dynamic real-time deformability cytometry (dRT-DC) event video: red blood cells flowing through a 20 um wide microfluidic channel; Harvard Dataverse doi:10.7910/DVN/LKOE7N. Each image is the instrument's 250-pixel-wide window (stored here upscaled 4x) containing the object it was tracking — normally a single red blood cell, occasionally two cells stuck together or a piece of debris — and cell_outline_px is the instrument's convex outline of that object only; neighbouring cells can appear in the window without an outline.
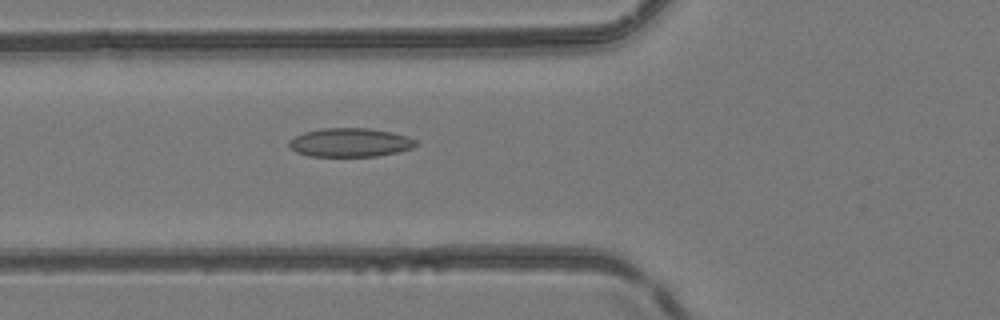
{"species": "common noctule bat (a hibernating species)", "species_latin": "Nyctalus noctula", "temperature_condition": "room temperature", "stored_images_in_passage": 35, "camera_frame_rate_fps": 3000, "um_per_image_px": 0.085, "animal": {"sex": "female", "body_mass_g": 24.6, "forearm_length_mm": 56.2}, "frame": {"image": 1, "passage_image": 20, "time_ms": 6.333, "image_size_px": [1000, 320], "cell_outline_px": [[416, 144], [412, 148], [396, 152], [376, 156], [308, 156], [296, 152], [288, 144], [288, 140], [304, 132], [324, 128], [368, 128], [392, 132], [408, 136], [416, 140]], "centroid_in_image_um": [29.75, 12.11], "position_along_channel_um": 96.1, "area_um2": 21.15}}
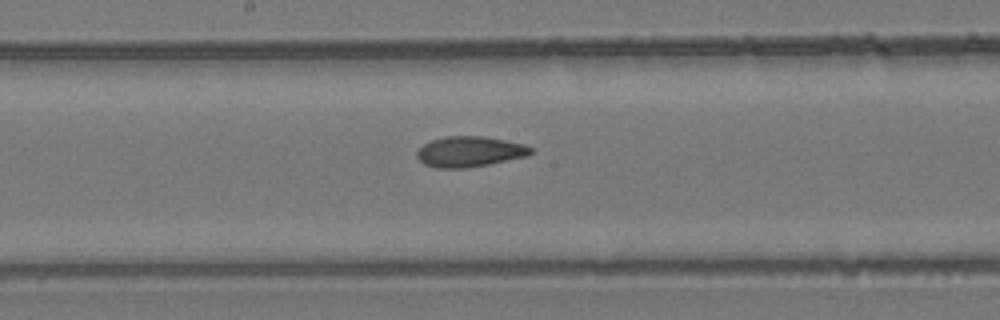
{"frame": {"image": 2, "passage_image": 28, "time_ms": 9.0, "image_size_px": [1000, 320], "cell_outline_px": [[532, 152], [528, 156], [468, 168], [436, 168], [424, 164], [416, 156], [416, 152], [424, 144], [432, 140], [444, 136], [484, 136], [524, 144], [532, 148]], "centroid_in_image_um": [39.91, 12.89], "position_along_channel_um": 208.3, "area_um2": 20.23}}
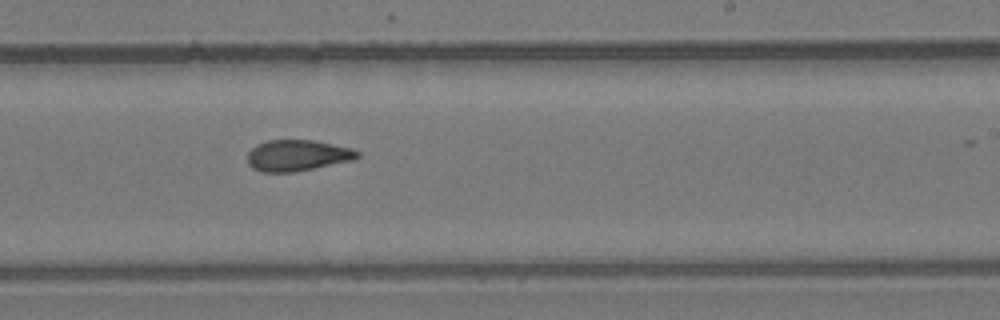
{"frame": {"image": 3, "passage_image": 32, "time_ms": 10.333, "image_size_px": [1000, 320], "cell_outline_px": [[360, 156], [352, 160], [292, 172], [260, 172], [252, 168], [248, 164], [248, 152], [256, 144], [268, 140], [316, 140], [352, 148], [360, 152]], "centroid_in_image_um": [25.26, 13.2], "position_along_channel_um": 263.7, "area_um2": 19.94}}